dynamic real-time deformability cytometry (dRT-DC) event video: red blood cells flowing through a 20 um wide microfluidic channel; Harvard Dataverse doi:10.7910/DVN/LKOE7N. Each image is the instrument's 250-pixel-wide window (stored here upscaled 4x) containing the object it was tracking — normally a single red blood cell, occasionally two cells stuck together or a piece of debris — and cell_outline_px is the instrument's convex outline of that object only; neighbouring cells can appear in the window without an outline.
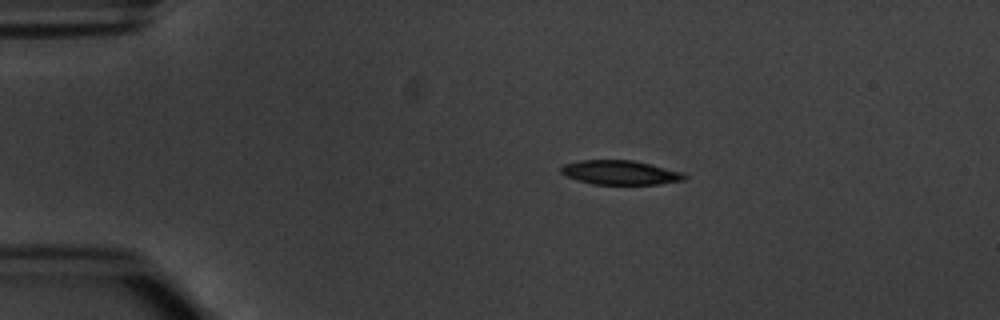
{"species": "common noctule bat (a hibernating species)", "species_latin": "Nyctalus noctula", "temperature_condition": "warm", "stored_images_in_passage": 8, "camera_frame_rate_fps": 3000, "um_per_image_px": 0.085, "animal": {"sex": "male", "body_mass_g": 20.1, "forearm_length_mm": 53.5}, "frame": {"image": 1, "passage_image": 3, "time_ms": 2.333, "image_size_px": [1000, 320], "cell_outline_px": [[688, 176], [684, 180], [656, 184], [592, 184], [568, 176], [560, 172], [560, 168], [564, 164], [580, 160], [632, 160], [680, 172]], "centroid_in_image_um": [52.68, 14.66], "position_along_channel_um": 32.3, "area_um2": 17.05}}
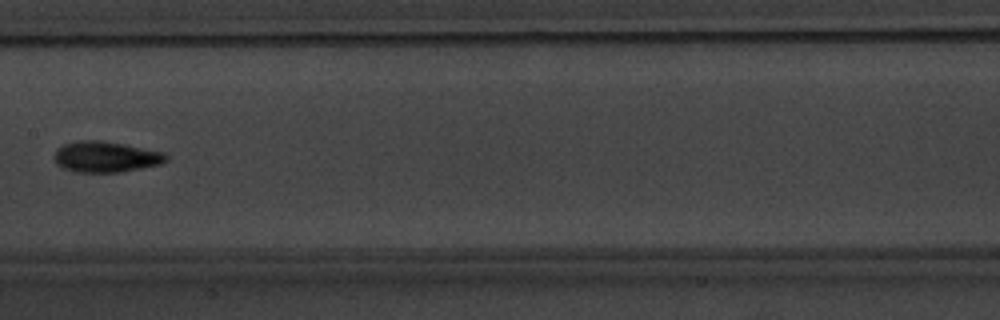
{"frame": {"image": 2, "passage_image": 7, "time_ms": 8.0, "image_size_px": [1000, 320], "cell_outline_px": [[168, 160], [160, 164], [120, 172], [76, 172], [64, 168], [56, 164], [52, 156], [56, 148], [64, 144], [80, 140], [100, 140], [164, 152], [168, 156]], "centroid_in_image_um": [8.94, 13.33], "position_along_channel_um": 198.5, "area_um2": 20.11}}
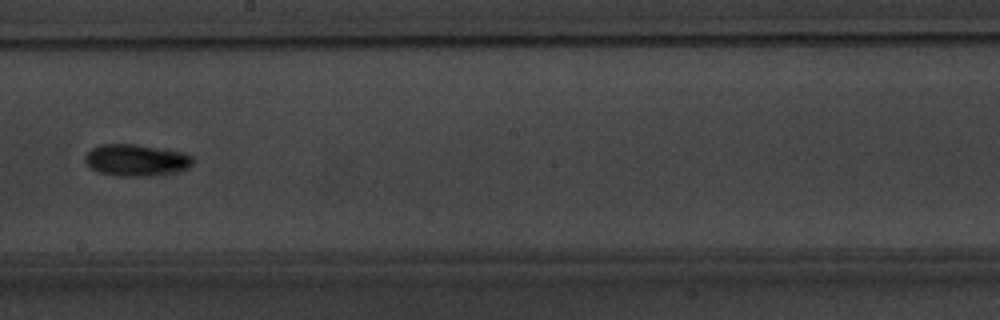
{"frame": {"image": 3, "passage_image": 8, "time_ms": 9.0, "image_size_px": [1000, 320], "cell_outline_px": [[196, 160], [188, 168], [172, 172], [148, 176], [116, 176], [100, 172], [92, 168], [84, 160], [84, 156], [92, 148], [100, 144], [136, 144], [184, 152], [192, 156]], "centroid_in_image_um": [11.59, 13.6], "position_along_channel_um": 236.6, "area_um2": 19.94}}